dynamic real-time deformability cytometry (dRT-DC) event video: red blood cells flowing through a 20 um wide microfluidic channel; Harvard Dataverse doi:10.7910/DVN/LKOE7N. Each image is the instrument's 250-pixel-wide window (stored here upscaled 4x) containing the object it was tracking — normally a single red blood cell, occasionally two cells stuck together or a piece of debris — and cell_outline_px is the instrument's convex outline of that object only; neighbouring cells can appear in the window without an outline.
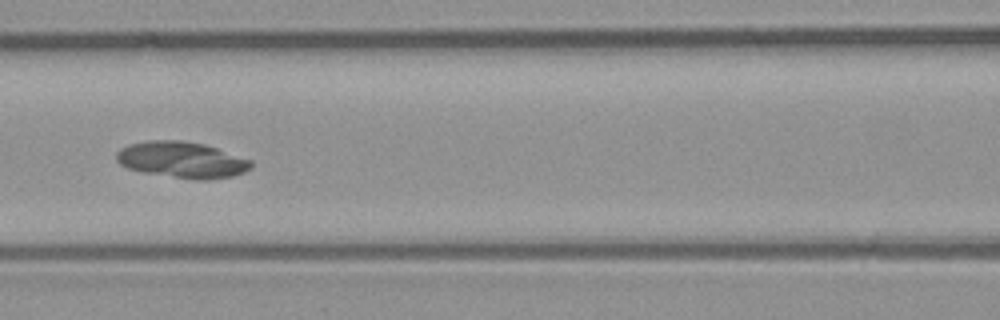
{"species": "common noctule bat (a hibernating species)", "species_latin": "Nyctalus noctula", "temperature_condition": "room temperature", "stored_images_in_passage": 38, "camera_frame_rate_fps": 3000, "um_per_image_px": 0.085, "animal": {"sex": "male", "body_mass_g": 23.1, "forearm_length_mm": 52.7}, "frame": {"image": 1, "passage_image": 8, "time_ms": 2.333, "image_size_px": [1000, 320], "cell_outline_px": [[252, 168], [244, 172], [232, 176], [208, 180], [196, 180], [144, 172], [128, 168], [120, 164], [116, 160], [116, 152], [120, 148], [128, 144], [148, 140], [184, 140], [204, 144], [252, 160]], "centroid_in_image_um": [15.46, 13.58], "position_along_channel_um": 151.1, "area_um2": 28.5}}
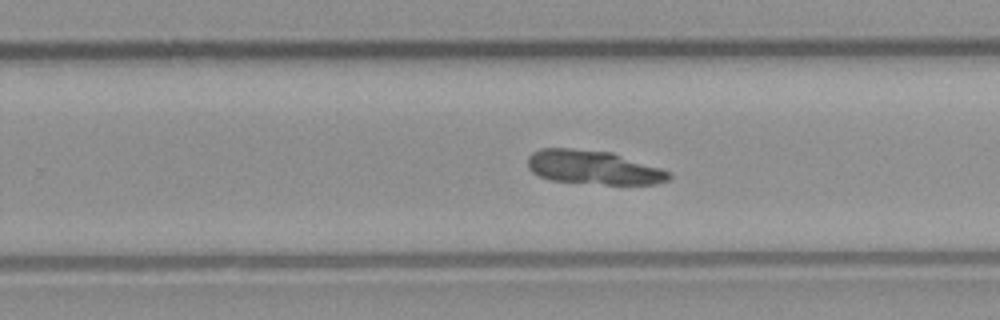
{"frame": {"image": 2, "passage_image": 18, "time_ms": 5.667, "image_size_px": [1000, 320], "cell_outline_px": [[672, 176], [668, 180], [656, 184], [604, 184], [552, 180], [540, 176], [532, 172], [528, 168], [528, 156], [532, 152], [540, 148], [572, 148], [612, 152], [672, 172]], "centroid_in_image_um": [50.44, 14.22], "position_along_channel_um": 279.4, "area_um2": 27.92}}
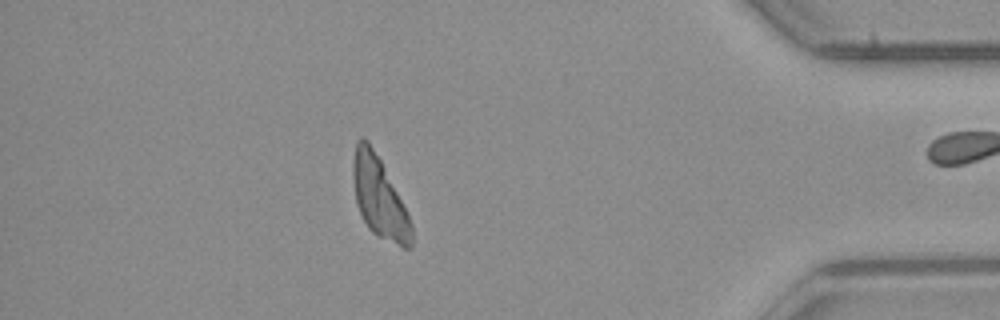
{"frame": {"image": 3, "passage_image": 31, "time_ms": 10.0, "image_size_px": [1000, 320], "cell_outline_px": [[412, 248], [404, 248], [372, 232], [368, 228], [356, 204], [352, 176], [352, 164], [356, 140], [360, 136], [364, 136], [368, 140], [380, 160], [412, 224]], "centroid_in_image_um": [32.19, 16.75], "position_along_channel_um": 403.0, "area_um2": 26.99}, "authors_computed_cell_mechanics": {"area_um2": 27.8885, "velocity_mm_per_s": 3.8546, "shape_relaxation_time_tau1_ms": 1.4207, "shape_relaxation_time_tau2_ms": null, "deformation_change_tau1": null, "deformation_change_tau2": null}}